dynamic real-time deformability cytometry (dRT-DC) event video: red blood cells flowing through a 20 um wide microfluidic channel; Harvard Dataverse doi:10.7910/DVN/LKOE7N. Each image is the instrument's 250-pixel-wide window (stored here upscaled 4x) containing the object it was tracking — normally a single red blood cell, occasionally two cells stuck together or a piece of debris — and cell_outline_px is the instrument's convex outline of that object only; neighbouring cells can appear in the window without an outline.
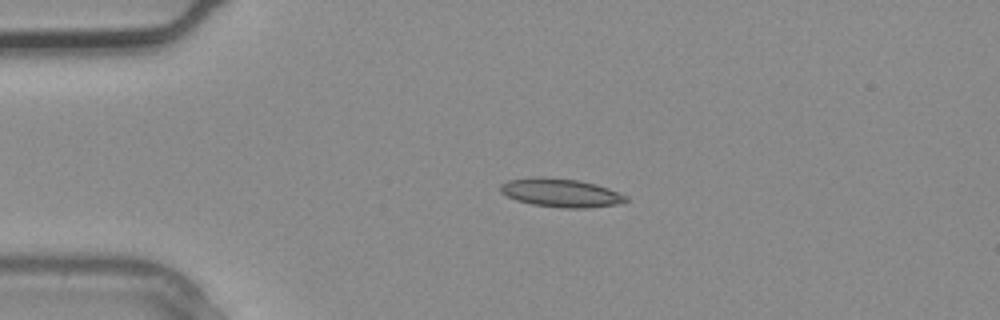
{"species": "common noctule bat (a hibernating species)", "species_latin": "Nyctalus noctula", "temperature_condition": "warm", "stored_images_in_passage": 2, "camera_frame_rate_fps": 3000, "um_per_image_px": 0.085, "animal": {"sex": "male", "body_mass_g": 20.4}, "frame": {"image": 1, "passage_image": 1, "time_ms": 0.0, "image_size_px": [1000, 320], "cell_outline_px": [[628, 200], [620, 204], [588, 208], [564, 208], [532, 204], [516, 200], [500, 192], [500, 184], [508, 180], [532, 176], [544, 176], [580, 180], [596, 184], [608, 188], [628, 196]], "centroid_in_image_um": [47.67, 16.37], "position_along_channel_um": 37.3, "area_um2": 21.15}}
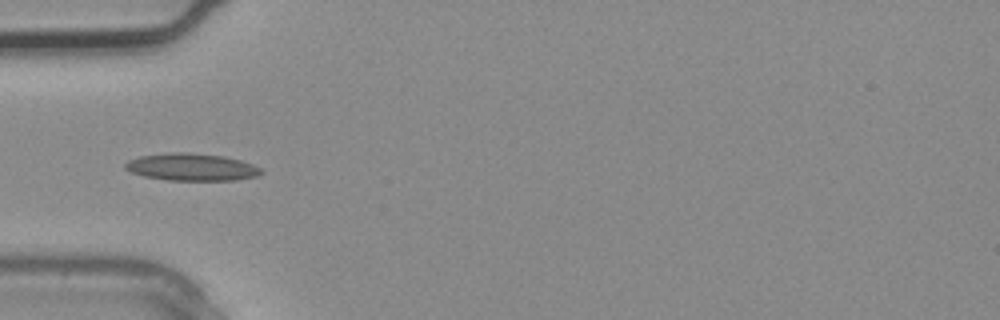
{"frame": {"image": 2, "passage_image": 2, "time_ms": 0.333, "image_size_px": [1000, 320], "cell_outline_px": [[264, 172], [256, 176], [236, 180], [168, 180], [144, 176], [132, 172], [124, 168], [124, 164], [128, 160], [140, 156], [172, 152], [188, 152], [224, 156], [240, 160], [252, 164], [260, 168]], "centroid_in_image_um": [16.28, 14.19], "position_along_channel_um": 68.7, "area_um2": 21.56}}